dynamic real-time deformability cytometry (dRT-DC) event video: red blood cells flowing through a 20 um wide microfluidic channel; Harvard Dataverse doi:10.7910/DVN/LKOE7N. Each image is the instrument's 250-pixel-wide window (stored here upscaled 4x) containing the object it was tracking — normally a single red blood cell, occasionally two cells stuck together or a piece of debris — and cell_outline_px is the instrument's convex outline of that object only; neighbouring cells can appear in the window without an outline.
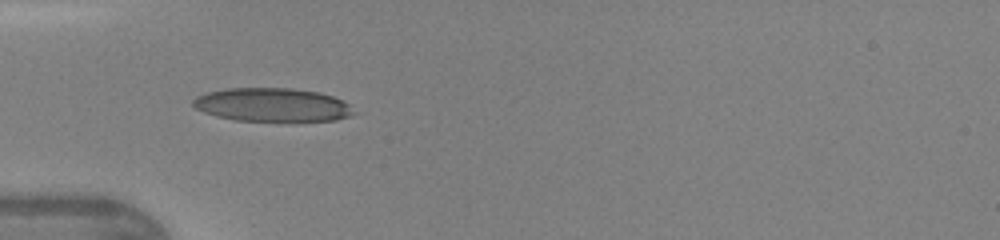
{"species": "human", "species_latin": "Homo sapiens", "temperature_condition": "warm", "stored_images_in_passage": 32, "camera_frame_rate_fps": 3000, "um_per_image_px": 0.085, "donor": {"sex": "female"}, "frame": {"image": 1, "passage_image": 1, "time_ms": 0.0, "image_size_px": [1000, 240], "cell_outline_px": [[356, 112], [352, 116], [336, 120], [236, 120], [216, 116], [204, 112], [196, 108], [192, 104], [192, 100], [196, 96], [208, 92], [224, 88], [292, 88], [320, 92], [344, 100]], "centroid_in_image_um": [23.16, 8.89], "position_along_channel_um": 61.8, "area_um2": 31.33}}
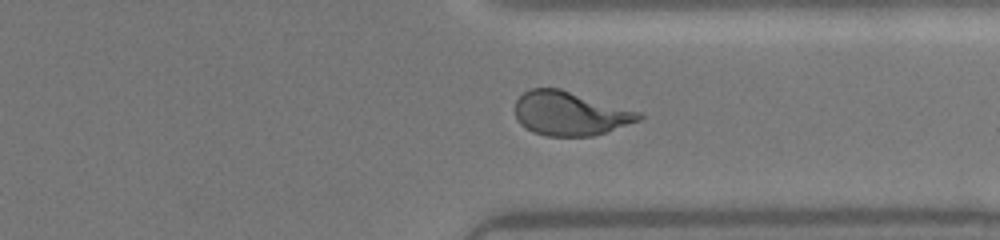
{"frame": {"image": 2, "passage_image": 22, "time_ms": 7.0, "image_size_px": [1000, 240], "cell_outline_px": [[644, 116], [640, 120], [592, 136], [544, 136], [532, 132], [524, 128], [520, 124], [516, 116], [516, 100], [524, 92], [532, 88], [560, 88], [640, 112]], "centroid_in_image_um": [48.42, 9.65], "position_along_channel_um": 363.0, "area_um2": 31.56}}
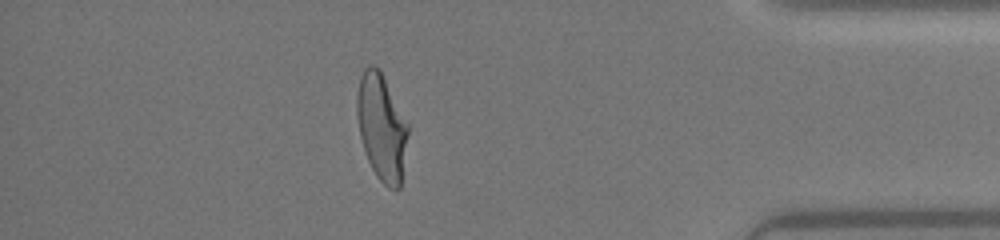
{"frame": {"image": 3, "passage_image": 27, "time_ms": 8.667, "image_size_px": [1000, 240], "cell_outline_px": [[408, 132], [400, 188], [396, 192], [388, 188], [376, 176], [368, 160], [360, 136], [356, 112], [356, 96], [360, 76], [364, 68], [368, 64], [372, 64], [380, 68], [408, 124]], "centroid_in_image_um": [32.42, 10.78], "position_along_channel_um": 402.8, "area_um2": 31.79}, "authors_computed_cell_mechanics": {"area_um2": 31.7611, "velocity_mm_per_s": 4.3477, "shape_relaxation_time_tau1_ms": 4.5623, "shape_relaxation_time_tau2_ms": null, "deformation_change_tau1": 0.2105, "deformation_change_tau2": null}}